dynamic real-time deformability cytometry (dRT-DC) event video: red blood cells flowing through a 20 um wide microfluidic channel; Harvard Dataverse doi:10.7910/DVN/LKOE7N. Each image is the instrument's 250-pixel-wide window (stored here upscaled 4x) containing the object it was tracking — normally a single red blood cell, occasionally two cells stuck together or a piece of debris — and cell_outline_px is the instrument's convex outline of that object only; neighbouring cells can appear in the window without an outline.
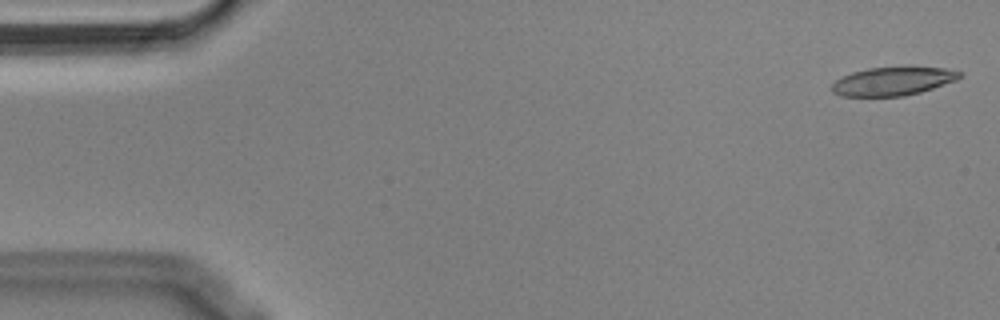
{"species": "Egyptian fruit bat (a non-hibernating species)", "species_latin": "Rousettus aegyptiacus", "temperature_condition": "cold", "stored_images_in_passage": 55, "camera_frame_rate_fps": 3000, "um_per_image_px": 0.085, "animal": {"sex": "male"}, "frame": {"image": 1, "passage_image": 1, "time_ms": 0.0, "image_size_px": [1000, 320], "cell_outline_px": [[964, 76], [956, 80], [920, 92], [904, 96], [840, 96], [832, 92], [832, 84], [836, 80], [852, 72], [868, 68], [908, 64], [944, 68], [964, 72]], "centroid_in_image_um": [75.96, 6.85], "position_along_channel_um": 9.0, "area_um2": 21.96}}
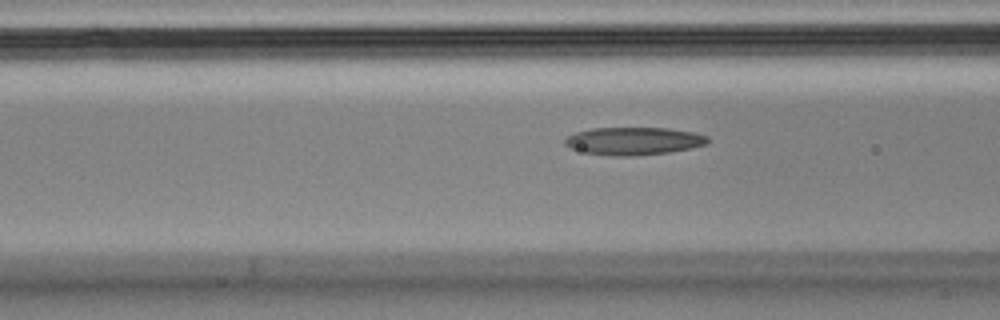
{"frame": {"image": 2, "passage_image": 20, "time_ms": 6.333, "image_size_px": [1000, 320], "cell_outline_px": [[708, 144], [668, 152], [632, 156], [612, 156], [584, 152], [572, 148], [564, 144], [564, 140], [568, 136], [576, 132], [592, 128], [668, 128], [692, 132], [708, 136]], "centroid_in_image_um": [53.85, 11.98], "position_along_channel_um": 112.8, "area_um2": 22.89}}
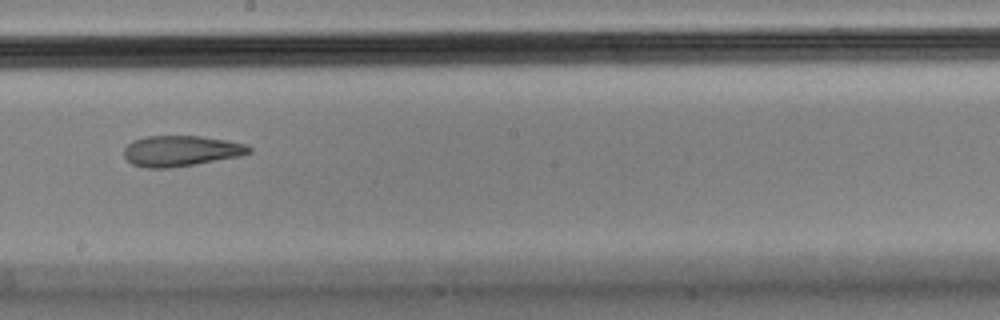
{"frame": {"image": 3, "passage_image": 30, "time_ms": 9.667, "image_size_px": [1000, 320], "cell_outline_px": [[252, 152], [240, 156], [196, 164], [168, 168], [148, 168], [132, 164], [124, 156], [124, 148], [132, 140], [144, 136], [200, 136], [224, 140], [244, 144], [252, 148]], "centroid_in_image_um": [15.35, 12.83], "position_along_channel_um": 232.8, "area_um2": 22.31}}